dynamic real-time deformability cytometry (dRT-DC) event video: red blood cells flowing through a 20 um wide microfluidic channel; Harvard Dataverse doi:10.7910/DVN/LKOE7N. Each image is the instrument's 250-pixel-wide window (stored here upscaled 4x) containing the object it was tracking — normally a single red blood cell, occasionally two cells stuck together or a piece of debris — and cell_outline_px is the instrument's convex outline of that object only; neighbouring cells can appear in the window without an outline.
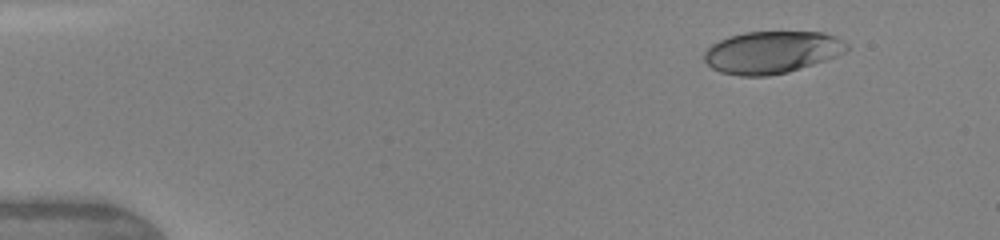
{"species": "human", "species_latin": "Homo sapiens", "temperature_condition": "warm", "stored_images_in_passage": 9, "camera_frame_rate_fps": 3000, "um_per_image_px": 0.085, "donor": {"sex": "female"}, "frame": {"image": 1, "passage_image": 2, "time_ms": 1.0, "image_size_px": [1000, 240], "cell_outline_px": [[848, 52], [788, 72], [768, 76], [740, 76], [720, 72], [712, 68], [704, 60], [704, 52], [712, 44], [720, 40], [744, 32], [824, 32], [836, 36], [848, 44]], "centroid_in_image_um": [65.62, 4.44], "position_along_channel_um": 19.4, "area_um2": 35.03}}
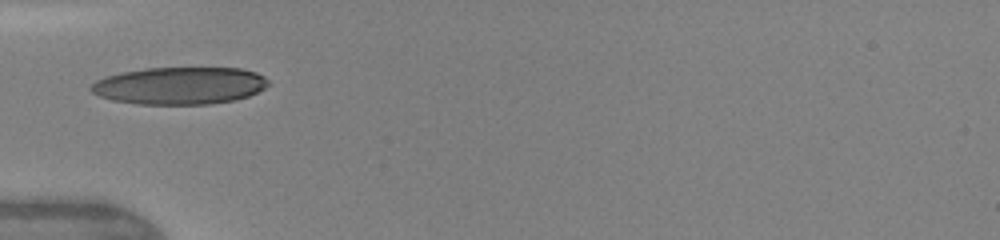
{"frame": {"image": 2, "passage_image": 6, "time_ms": 4.667, "image_size_px": [1000, 240], "cell_outline_px": [[268, 84], [264, 88], [248, 96], [236, 100], [208, 104], [136, 104], [112, 100], [100, 96], [92, 92], [88, 88], [96, 80], [104, 76], [120, 72], [148, 68], [240, 68], [256, 72], [264, 76], [268, 80]], "centroid_in_image_um": [15.25, 7.28], "position_along_channel_um": 69.8, "area_um2": 38.67}}